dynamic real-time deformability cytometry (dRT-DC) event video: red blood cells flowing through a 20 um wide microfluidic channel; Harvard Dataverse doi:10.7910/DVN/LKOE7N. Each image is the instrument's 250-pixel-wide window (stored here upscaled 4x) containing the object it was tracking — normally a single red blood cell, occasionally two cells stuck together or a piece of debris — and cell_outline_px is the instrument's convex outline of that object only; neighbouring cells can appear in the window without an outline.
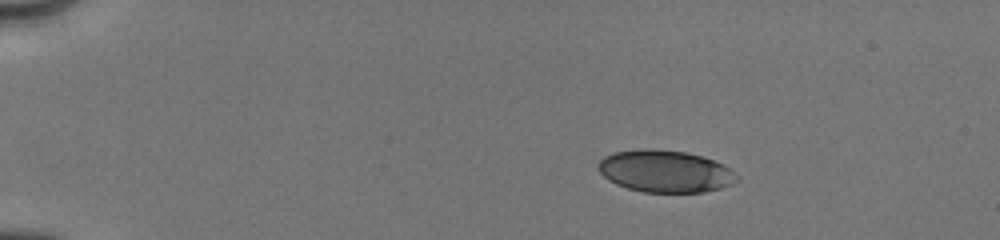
{"species": "human", "species_latin": "Homo sapiens", "temperature_condition": "cold", "stored_images_in_passage": 9, "camera_frame_rate_fps": 3000, "um_per_image_px": 0.085, "donor": {"sex": "male"}, "frame": {"image": 1, "passage_image": 4, "time_ms": 2.0, "image_size_px": [1000, 240], "cell_outline_px": [[740, 180], [732, 184], [720, 188], [704, 192], [644, 192], [628, 188], [616, 184], [608, 180], [596, 168], [596, 164], [604, 156], [612, 152], [644, 148], [652, 148], [684, 152], [700, 156], [724, 164], [740, 176]], "centroid_in_image_um": [56.53, 14.55], "position_along_channel_um": 28.5, "area_um2": 34.28}}
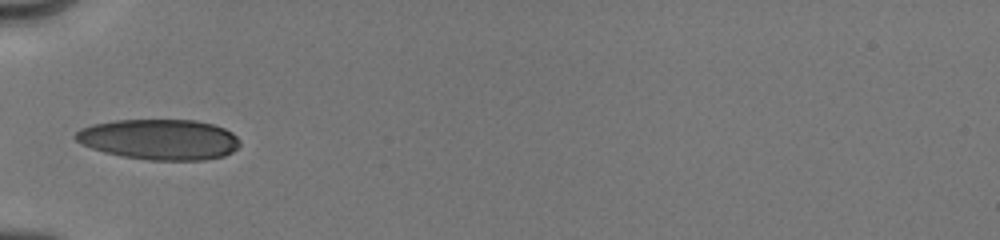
{"frame": {"image": 2, "passage_image": 8, "time_ms": 5.333, "image_size_px": [1000, 240], "cell_outline_px": [[240, 144], [232, 152], [224, 156], [204, 160], [148, 160], [124, 156], [104, 152], [92, 148], [76, 140], [72, 136], [80, 128], [92, 124], [116, 120], [196, 120], [212, 124], [224, 128], [232, 132], [240, 140]], "centroid_in_image_um": [13.56, 11.85], "position_along_channel_um": 71.4, "area_um2": 38.84}}